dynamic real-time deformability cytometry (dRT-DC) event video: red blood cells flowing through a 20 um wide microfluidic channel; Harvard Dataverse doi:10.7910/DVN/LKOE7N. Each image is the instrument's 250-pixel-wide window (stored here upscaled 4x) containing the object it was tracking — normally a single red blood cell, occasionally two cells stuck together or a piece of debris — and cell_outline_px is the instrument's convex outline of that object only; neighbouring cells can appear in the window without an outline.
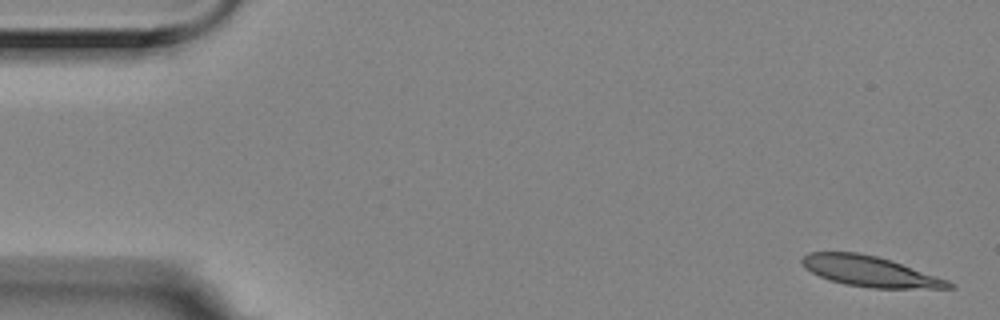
{"species": "Egyptian fruit bat (a non-hibernating species)", "species_latin": "Rousettus aegyptiacus", "temperature_condition": "room temperature", "stored_images_in_passage": 4, "camera_frame_rate_fps": 3000, "um_per_image_px": 0.085, "animal": {"sex": "female"}, "frame": {"image": 1, "passage_image": 1, "time_ms": 0.0, "image_size_px": [1000, 320], "cell_outline_px": [[956, 288], [872, 288], [844, 284], [828, 280], [804, 268], [800, 260], [804, 256], [812, 252], [856, 252], [876, 256], [892, 260], [948, 280], [956, 284]], "centroid_in_image_um": [73.96, 23.07], "position_along_channel_um": 11.0, "area_um2": 26.07}}
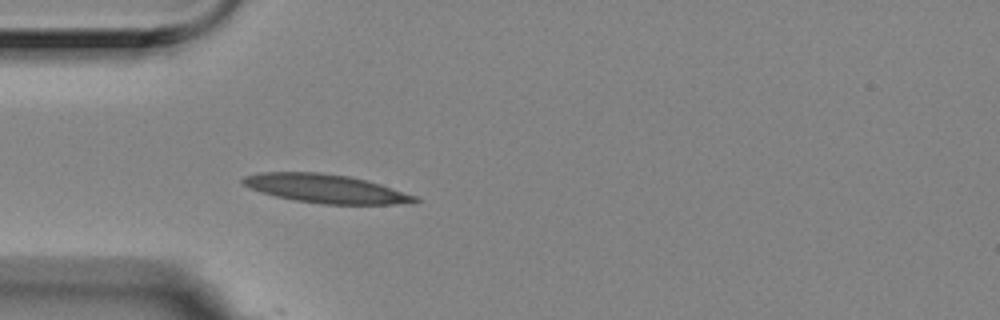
{"frame": {"image": 2, "passage_image": 4, "time_ms": 1.0, "image_size_px": [1000, 320], "cell_outline_px": [[420, 200], [412, 204], [324, 204], [296, 200], [276, 196], [260, 192], [240, 184], [240, 180], [244, 176], [260, 172], [320, 172], [348, 176], [380, 184], [416, 196]], "centroid_in_image_um": [27.66, 16.03], "position_along_channel_um": 57.3, "area_um2": 28.67}}